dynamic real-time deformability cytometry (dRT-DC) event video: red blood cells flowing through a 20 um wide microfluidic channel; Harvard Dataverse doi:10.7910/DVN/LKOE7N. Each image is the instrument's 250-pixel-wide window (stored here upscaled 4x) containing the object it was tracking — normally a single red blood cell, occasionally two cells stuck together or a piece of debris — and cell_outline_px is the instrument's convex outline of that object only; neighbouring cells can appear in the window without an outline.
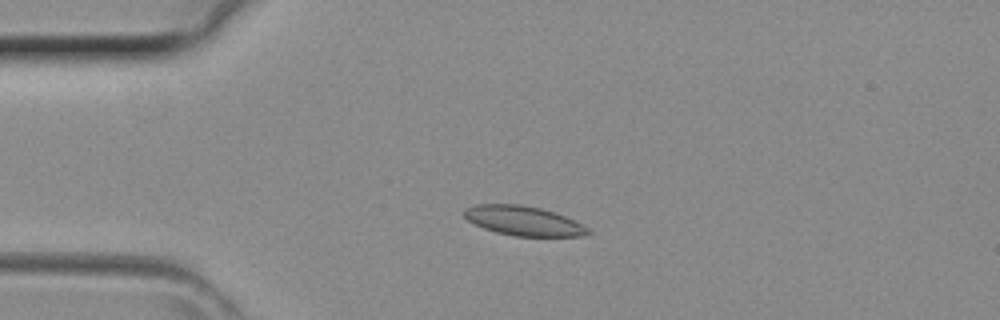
{"species": "common noctule bat (a hibernating species)", "species_latin": "Nyctalus noctula", "temperature_condition": "room temperature", "stored_images_in_passage": 41, "camera_frame_rate_fps": 3000, "um_per_image_px": 0.085, "animal": {"sex": "female", "body_mass_g": 29.2, "forearm_length_mm": 56.3}, "frame": {"image": 1, "passage_image": 9, "time_ms": 2.667, "image_size_px": [1000, 320], "cell_outline_px": [[592, 232], [584, 236], [516, 236], [496, 232], [484, 228], [468, 220], [464, 216], [464, 208], [476, 204], [520, 204], [540, 208], [564, 216], [588, 228]], "centroid_in_image_um": [44.47, 18.77], "position_along_channel_um": 40.5, "area_um2": 21.04}}
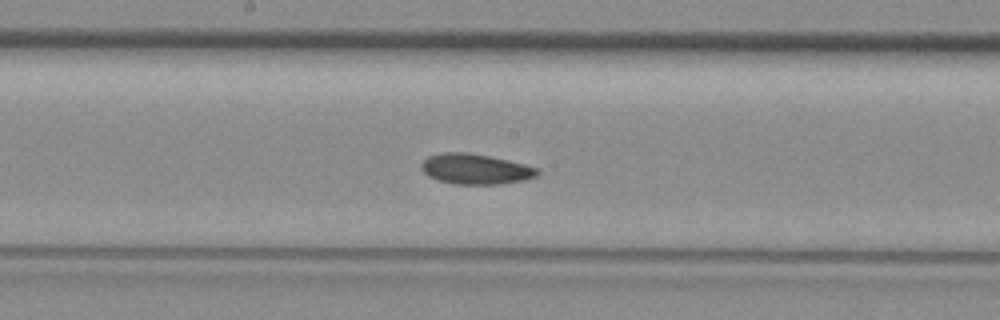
{"frame": {"image": 2, "passage_image": 21, "time_ms": 6.667, "image_size_px": [1000, 320], "cell_outline_px": [[540, 172], [536, 176], [524, 180], [500, 184], [452, 184], [428, 176], [420, 168], [420, 164], [428, 156], [440, 152], [464, 152], [488, 156], [508, 160], [540, 168]], "centroid_in_image_um": [40.41, 14.36], "position_along_channel_um": 207.8, "area_um2": 20.58}}
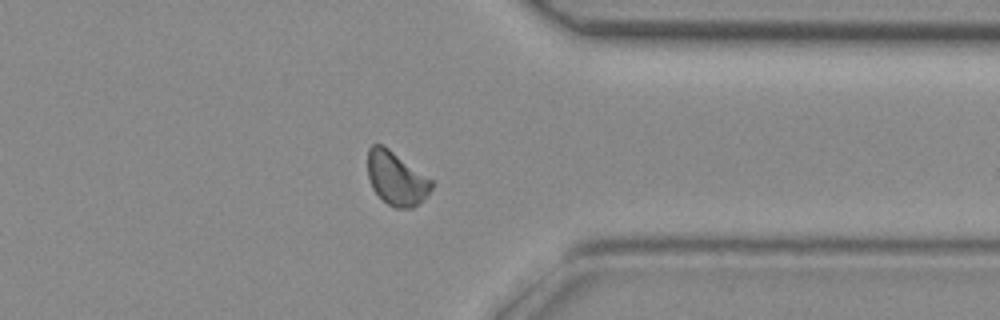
{"frame": {"image": 3, "passage_image": 32, "time_ms": 10.333, "image_size_px": [1000, 320], "cell_outline_px": [[432, 188], [412, 208], [396, 208], [388, 204], [372, 188], [368, 176], [368, 148], [372, 144], [384, 144], [432, 180]], "centroid_in_image_um": [33.65, 15.12], "position_along_channel_um": 377.8, "area_um2": 19.59}}